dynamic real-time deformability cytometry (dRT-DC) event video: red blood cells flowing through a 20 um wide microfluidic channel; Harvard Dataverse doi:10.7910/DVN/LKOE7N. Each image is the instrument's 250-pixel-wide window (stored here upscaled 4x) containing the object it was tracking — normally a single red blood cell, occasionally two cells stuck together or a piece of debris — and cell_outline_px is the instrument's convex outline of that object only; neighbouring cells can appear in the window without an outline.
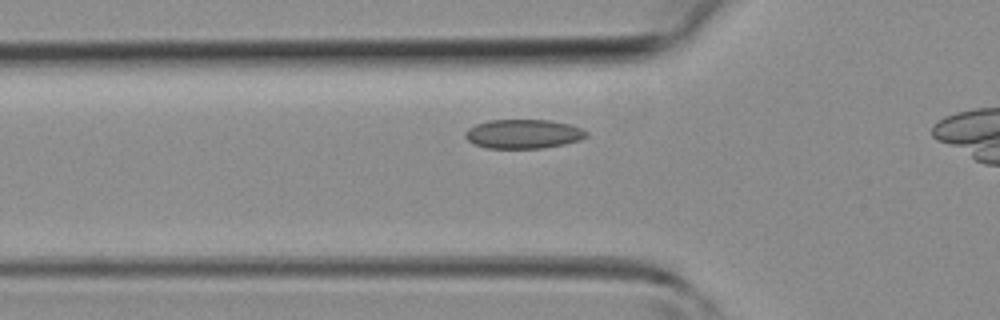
{"species": "common noctule bat (a hibernating species)", "species_latin": "Nyctalus noctula", "temperature_condition": "room temperature", "stored_images_in_passage": 4, "camera_frame_rate_fps": 3000, "um_per_image_px": 0.085, "animal": {"sex": "female", "body_mass_g": 19.3, "forearm_length_mm": 54.1}, "frame": {"image": 1, "passage_image": 2, "time_ms": 0.333, "image_size_px": [1000, 320], "cell_outline_px": [[588, 136], [580, 140], [564, 144], [540, 148], [488, 148], [476, 144], [468, 140], [464, 136], [464, 132], [468, 128], [476, 124], [488, 120], [552, 120], [568, 124], [580, 128], [588, 132]], "centroid_in_image_um": [44.48, 11.38], "position_along_channel_um": 81.3, "area_um2": 20.52}}